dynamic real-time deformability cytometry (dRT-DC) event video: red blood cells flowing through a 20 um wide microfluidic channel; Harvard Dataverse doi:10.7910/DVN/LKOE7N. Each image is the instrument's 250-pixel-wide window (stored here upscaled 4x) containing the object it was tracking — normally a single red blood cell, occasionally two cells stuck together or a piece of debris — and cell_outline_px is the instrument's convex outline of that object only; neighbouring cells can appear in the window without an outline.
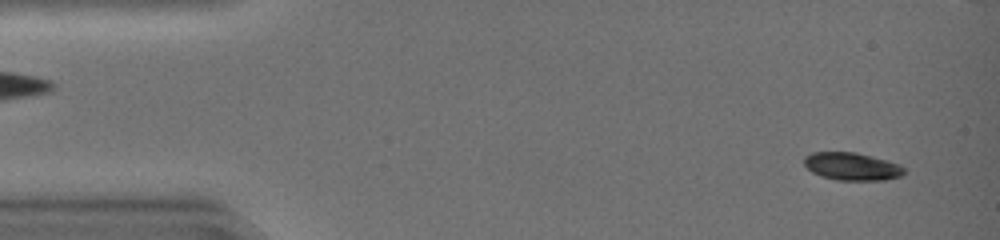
{"species": "common noctule bat (a hibernating species)", "species_latin": "Nyctalus noctula", "temperature_condition": "warm", "stored_images_in_passage": 47, "camera_frame_rate_fps": 3000, "um_per_image_px": 0.085, "animal": {"sex": "female", "body_mass_g": 19.0, "forearm_length_mm": 51.5}, "frame": {"image": 1, "passage_image": 3, "time_ms": 0.667, "image_size_px": [1000, 240], "cell_outline_px": [[904, 172], [900, 176], [880, 180], [840, 180], [824, 176], [812, 172], [804, 164], [804, 160], [812, 152], [856, 152], [884, 160], [896, 164], [904, 168]], "centroid_in_image_um": [72.39, 14.14], "position_along_channel_um": 12.6, "area_um2": 15.61}}
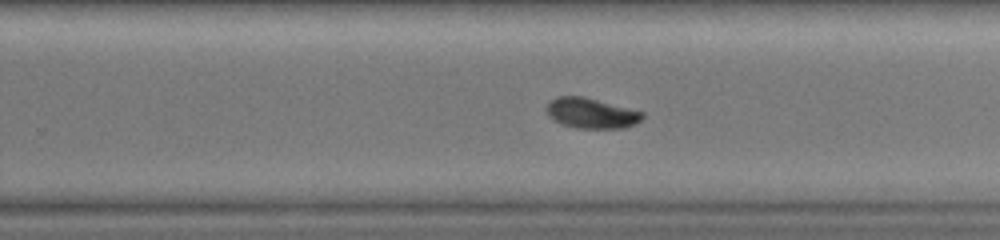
{"frame": {"image": 2, "passage_image": 30, "time_ms": 9.667, "image_size_px": [1000, 240], "cell_outline_px": [[644, 116], [640, 120], [624, 128], [576, 128], [552, 120], [548, 116], [548, 104], [556, 96], [584, 96], [644, 112]], "centroid_in_image_um": [50.26, 9.61], "position_along_channel_um": 279.5, "area_um2": 16.76}}
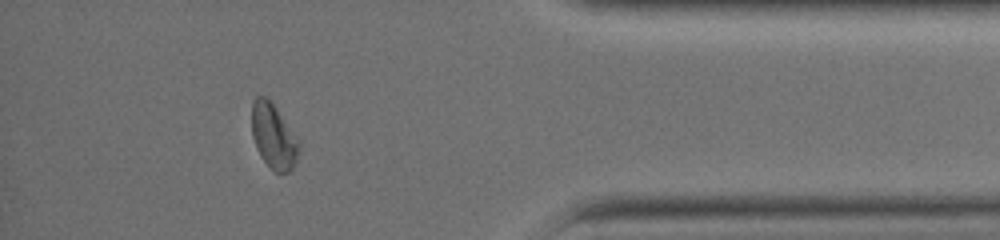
{"frame": {"image": 3, "passage_image": 41, "time_ms": 13.333, "image_size_px": [1000, 240], "cell_outline_px": [[300, 152], [292, 168], [288, 172], [276, 172], [260, 156], [256, 148], [252, 136], [252, 100], [256, 96], [264, 96], [276, 108], [300, 140]], "centroid_in_image_um": [23.26, 11.58], "position_along_channel_um": 411.9, "area_um2": 17.8}, "authors_computed_cell_mechanics": {"area_um2": 16.8198, "velocity_mm_per_s": 4.1909, "shape_relaxation_time_tau1_ms": 2.1466, "shape_relaxation_time_tau2_ms": null, "deformation_change_tau1": 0.132, "deformation_change_tau2": null}}